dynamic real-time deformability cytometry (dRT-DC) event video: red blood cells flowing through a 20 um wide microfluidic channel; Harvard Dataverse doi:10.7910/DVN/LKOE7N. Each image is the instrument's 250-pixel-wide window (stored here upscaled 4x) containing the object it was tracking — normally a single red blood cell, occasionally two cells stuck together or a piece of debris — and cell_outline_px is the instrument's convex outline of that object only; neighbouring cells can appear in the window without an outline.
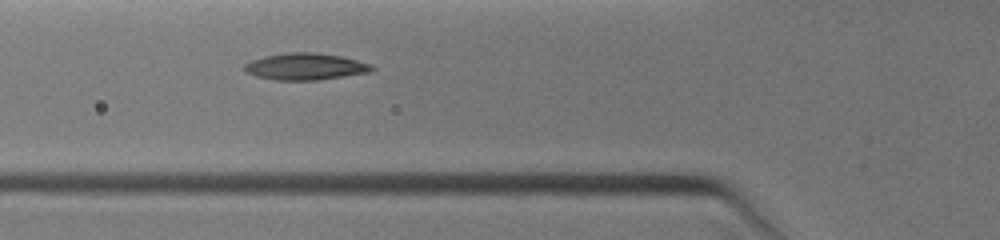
{"species": "common noctule bat (a hibernating species)", "species_latin": "Nyctalus noctula", "temperature_condition": "warm", "stored_images_in_passage": 10, "camera_frame_rate_fps": 3000, "um_per_image_px": 0.085, "animal": {"sex": "female", "body_mass_g": 19.0, "forearm_length_mm": 51.5}, "frame": {"image": 1, "passage_image": 10, "time_ms": 3.0, "image_size_px": [1000, 240], "cell_outline_px": [[376, 68], [372, 72], [320, 80], [276, 80], [256, 76], [244, 72], [240, 68], [244, 64], [252, 60], [264, 56], [288, 52], [316, 52], [340, 56], [372, 64]], "centroid_in_image_um": [25.95, 5.66], "position_along_channel_um": 99.9, "area_um2": 20.17}}